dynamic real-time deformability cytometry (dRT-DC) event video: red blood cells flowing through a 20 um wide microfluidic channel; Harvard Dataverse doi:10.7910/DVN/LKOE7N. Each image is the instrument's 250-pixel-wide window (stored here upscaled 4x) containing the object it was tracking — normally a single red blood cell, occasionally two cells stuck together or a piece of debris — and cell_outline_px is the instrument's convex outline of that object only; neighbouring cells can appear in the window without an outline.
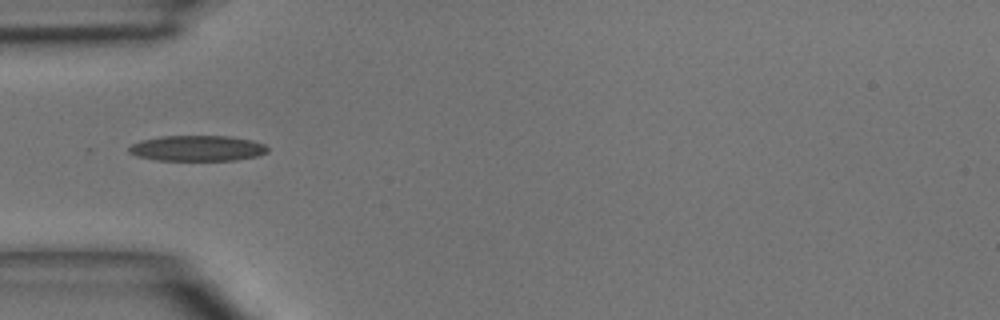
{"species": "common noctule bat (a hibernating species)", "species_latin": "Nyctalus noctula", "temperature_condition": "room temperature", "stored_images_in_passage": 6, "camera_frame_rate_fps": 3000, "um_per_image_px": 0.085, "animal": {"sex": "male", "body_mass_g": 15.6}, "frame": {"image": 1, "passage_image": 4, "time_ms": 3.667, "image_size_px": [1000, 320], "cell_outline_px": [[268, 152], [260, 156], [236, 160], [156, 160], [136, 156], [128, 152], [128, 148], [132, 144], [140, 140], [160, 136], [232, 136], [252, 140], [264, 144], [268, 148]], "centroid_in_image_um": [16.78, 12.6], "position_along_channel_um": 68.2, "area_um2": 20.92}}
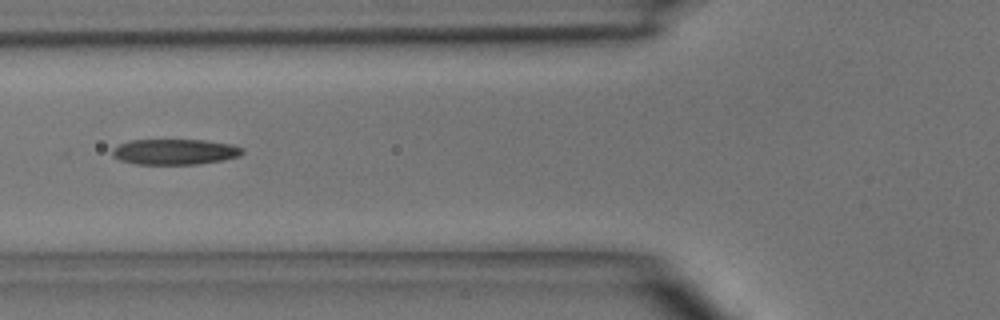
{"frame": {"image": 2, "passage_image": 5, "time_ms": 4.667, "image_size_px": [1000, 320], "cell_outline_px": [[244, 152], [240, 156], [220, 160], [196, 164], [136, 164], [120, 160], [112, 156], [112, 148], [128, 140], [204, 140], [232, 144], [244, 148]], "centroid_in_image_um": [14.85, 12.9], "position_along_channel_um": 111.0, "area_um2": 19.42}}